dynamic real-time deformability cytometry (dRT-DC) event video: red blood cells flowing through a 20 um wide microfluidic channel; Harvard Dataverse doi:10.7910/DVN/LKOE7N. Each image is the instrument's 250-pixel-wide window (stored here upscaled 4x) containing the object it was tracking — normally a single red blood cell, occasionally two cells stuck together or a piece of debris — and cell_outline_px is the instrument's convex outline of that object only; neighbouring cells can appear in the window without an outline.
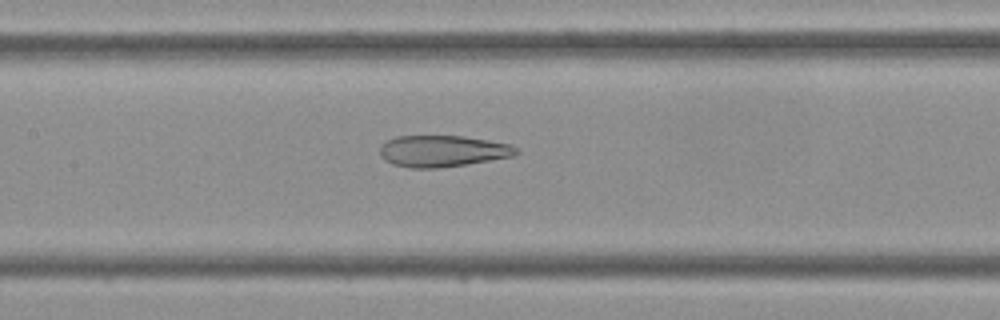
{"species": "Egyptian fruit bat (a non-hibernating species)", "species_latin": "Rousettus aegyptiacus", "temperature_condition": "cold", "stored_images_in_passage": 44, "camera_frame_rate_fps": 3000, "um_per_image_px": 0.085, "frame": {"image": 1, "passage_image": 20, "time_ms": 6.333, "image_size_px": [1000, 320], "cell_outline_px": [[520, 152], [512, 156], [464, 164], [436, 168], [412, 168], [392, 164], [384, 160], [380, 156], [380, 144], [396, 136], [464, 136], [512, 144], [520, 148]], "centroid_in_image_um": [37.61, 12.83], "position_along_channel_um": 169.8, "area_um2": 25.03}}
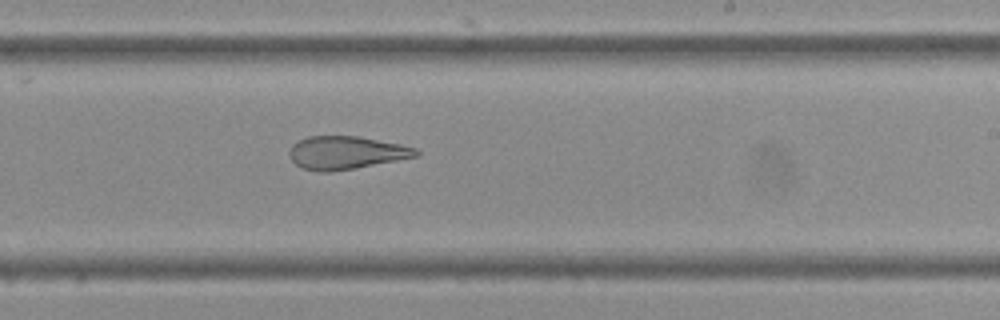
{"frame": {"image": 2, "passage_image": 26, "time_ms": 8.333, "image_size_px": [1000, 320], "cell_outline_px": [[420, 156], [356, 168], [328, 172], [320, 172], [300, 168], [292, 160], [288, 152], [292, 144], [308, 136], [356, 136], [400, 144], [416, 148], [420, 152]], "centroid_in_image_um": [29.42, 12.99], "position_along_channel_um": 259.6, "area_um2": 24.45}}
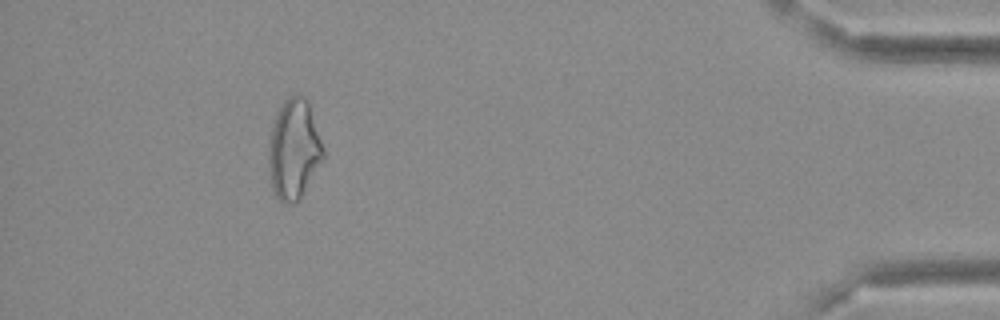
{"frame": {"image": 3, "passage_image": 40, "time_ms": 13.0, "image_size_px": [1000, 320], "cell_outline_px": [[324, 156], [300, 196], [292, 204], [284, 204], [276, 196], [272, 188], [268, 164], [268, 148], [272, 124], [284, 100], [288, 96], [300, 92], [308, 100], [324, 148]], "centroid_in_image_um": [24.96, 12.64], "position_along_channel_um": 410.2, "area_um2": 31.56}}